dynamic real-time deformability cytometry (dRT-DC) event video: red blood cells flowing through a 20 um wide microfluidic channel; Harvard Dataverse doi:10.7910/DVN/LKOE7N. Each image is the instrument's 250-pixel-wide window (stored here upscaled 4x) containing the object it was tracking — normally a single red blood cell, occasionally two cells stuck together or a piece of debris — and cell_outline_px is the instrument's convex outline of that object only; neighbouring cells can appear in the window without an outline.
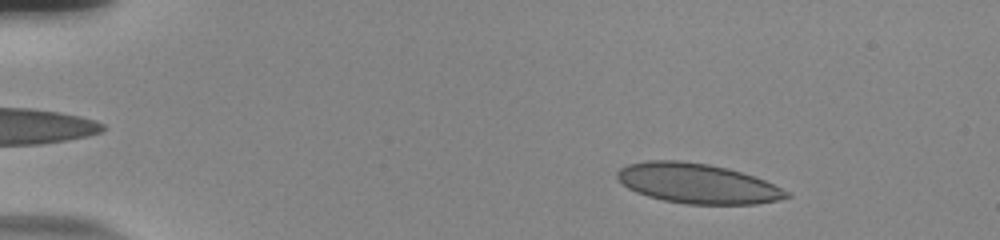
{"species": "human", "species_latin": "Homo sapiens", "temperature_condition": "room temperature", "stored_images_in_passage": 54, "camera_frame_rate_fps": 3000, "um_per_image_px": 0.085, "donor": {"sex": "male"}, "frame": {"image": 1, "passage_image": 7, "time_ms": 2.0, "image_size_px": [1000, 240], "cell_outline_px": [[792, 196], [776, 200], [756, 204], [688, 204], [664, 200], [648, 196], [636, 192], [628, 188], [616, 176], [616, 172], [620, 168], [628, 164], [648, 160], [680, 160], [708, 164], [728, 168], [756, 176], [788, 192]], "centroid_in_image_um": [59.26, 15.58], "position_along_channel_um": 25.7, "area_um2": 39.19}}
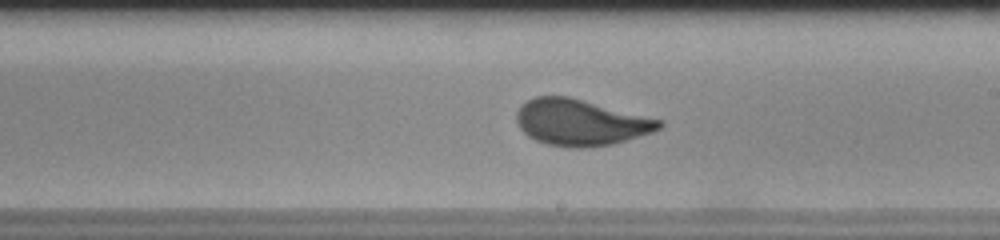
{"frame": {"image": 2, "passage_image": 32, "time_ms": 10.333, "image_size_px": [1000, 240], "cell_outline_px": [[664, 124], [660, 128], [652, 132], [612, 144], [584, 148], [568, 148], [548, 144], [536, 140], [528, 136], [520, 128], [516, 120], [516, 112], [520, 104], [536, 96], [568, 96], [664, 120]], "centroid_in_image_um": [49.34, 10.4], "position_along_channel_um": 239.7, "area_um2": 38.49}}
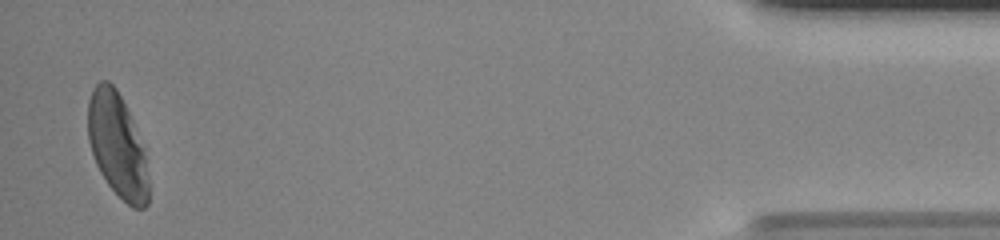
{"frame": {"image": 3, "passage_image": 53, "time_ms": 17.333, "image_size_px": [1000, 240], "cell_outline_px": [[148, 204], [144, 208], [132, 208], [108, 184], [100, 172], [96, 164], [88, 140], [88, 100], [92, 88], [100, 80], [108, 80], [116, 88], [132, 120], [144, 152], [148, 180]], "centroid_in_image_um": [9.94, 12.34], "position_along_channel_um": 425.3, "area_um2": 36.24}, "authors_computed_cell_mechanics": {"area_um2": 38.2347, "velocity_mm_per_s": 3.7189, "shape_relaxation_time_tau1_ms": 5.6565, "shape_relaxation_time_tau2_ms": null, "deformation_change_tau1": 0.2192, "deformation_change_tau2": null}}